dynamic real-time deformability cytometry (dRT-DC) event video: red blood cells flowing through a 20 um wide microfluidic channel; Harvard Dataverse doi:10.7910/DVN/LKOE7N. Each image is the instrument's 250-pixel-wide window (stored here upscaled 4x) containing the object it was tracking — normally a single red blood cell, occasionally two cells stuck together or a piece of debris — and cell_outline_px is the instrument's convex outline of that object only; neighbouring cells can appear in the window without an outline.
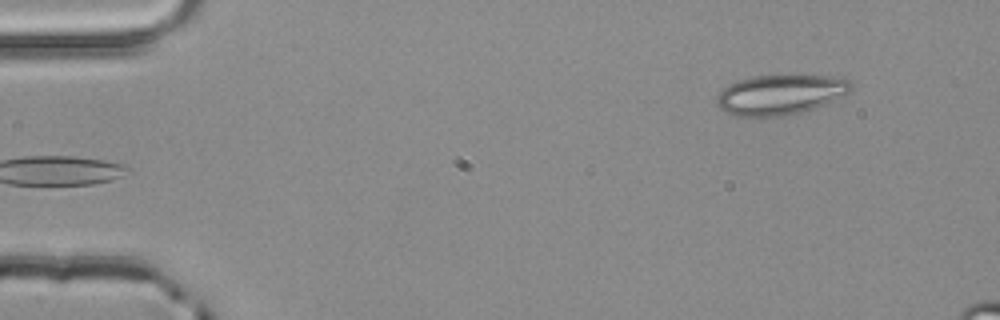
{"species": "common noctule bat (a hibernating species)", "species_latin": "Nyctalus noctula", "temperature_condition": "room temperature", "stored_images_in_passage": 4, "segment_of_instrument_passage": [2, 2], "camera_frame_rate_fps": 3000, "um_per_image_px": 0.085, "animal": {"sex": "male", "body_mass_g": 20.4}, "frame": {"image": 1, "passage_image": 4, "time_ms": 1.0, "image_size_px": [1000, 320], "cell_outline_px": [[856, 88], [816, 108], [804, 112], [760, 120], [736, 116], [720, 108], [716, 104], [716, 100], [720, 92], [728, 84], [736, 80], [748, 76], [844, 76]], "centroid_in_image_um": [66.3, 8.07], "position_along_channel_um": 18.7, "area_um2": 32.02}}